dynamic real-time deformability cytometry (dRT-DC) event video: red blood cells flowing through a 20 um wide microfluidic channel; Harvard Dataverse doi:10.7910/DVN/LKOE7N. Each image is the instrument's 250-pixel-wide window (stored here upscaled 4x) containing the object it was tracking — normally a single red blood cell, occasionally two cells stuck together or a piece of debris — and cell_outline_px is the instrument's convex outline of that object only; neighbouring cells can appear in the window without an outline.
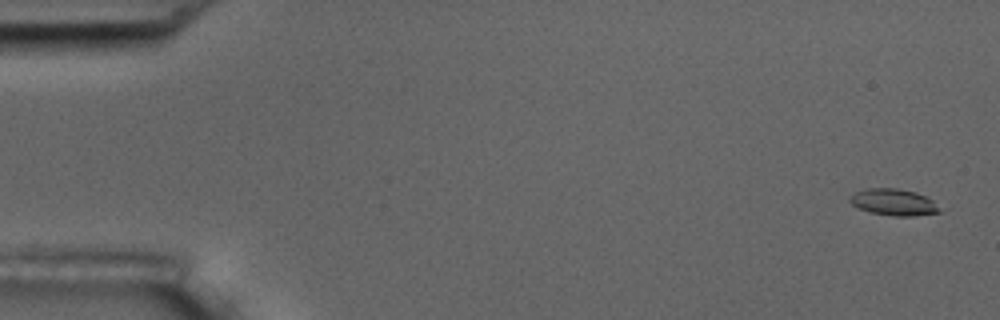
{"species": "common noctule bat (a hibernating species)", "species_latin": "Nyctalus noctula", "temperature_condition": "room temperature", "stored_images_in_passage": 16, "camera_frame_rate_fps": 3000, "um_per_image_px": 0.085, "animal": {"sex": "male", "body_mass_g": 17.5, "forearm_length_mm": 52.3}, "frame": {"image": 1, "passage_image": 1, "time_ms": 0.0, "image_size_px": [1000, 320], "cell_outline_px": [[940, 212], [916, 216], [896, 216], [872, 212], [856, 208], [848, 200], [848, 196], [864, 188], [896, 188], [916, 192], [932, 200]], "centroid_in_image_um": [75.89, 17.18], "position_along_channel_um": 9.1, "area_um2": 13.81}}
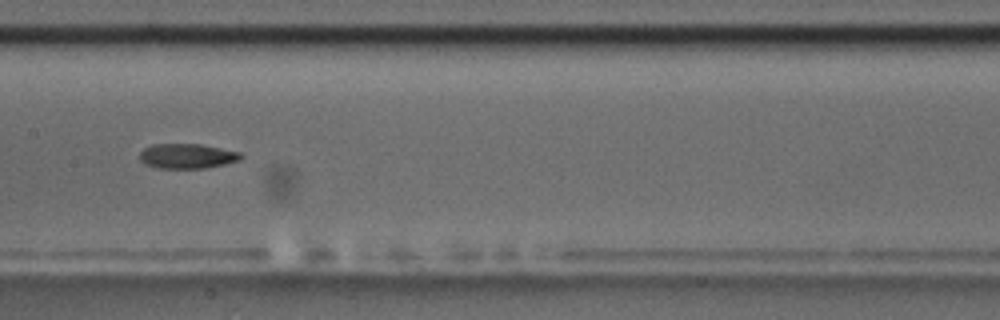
{"frame": {"image": 2, "passage_image": 8, "time_ms": 9.0, "image_size_px": [1000, 320], "cell_outline_px": [[244, 156], [240, 160], [224, 164], [204, 168], [156, 168], [144, 164], [140, 160], [140, 152], [144, 148], [152, 144], [200, 144], [240, 152]], "centroid_in_image_um": [15.89, 13.27], "position_along_channel_um": 191.5, "area_um2": 14.68}}
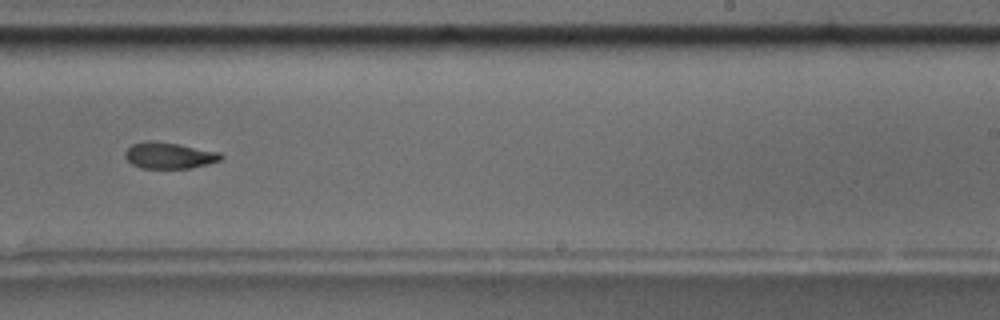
{"frame": {"image": 3, "passage_image": 10, "time_ms": 11.333, "image_size_px": [1000, 320], "cell_outline_px": [[224, 156], [220, 160], [208, 164], [192, 168], [140, 168], [132, 164], [124, 156], [124, 152], [132, 144], [148, 140], [152, 140], [176, 144], [220, 152]], "centroid_in_image_um": [14.36, 13.22], "position_along_channel_um": 274.6, "area_um2": 14.62}, "authors_computed_cell_mechanics": {"area_um2": 14.7101, "velocity_mm_per_s": 3.5735, "shape_relaxation_time_tau1_ms": null, "shape_relaxation_time_tau2_ms": 4.102, "deformation_change_tau1": null, "deformation_change_tau2": 0.1116}}